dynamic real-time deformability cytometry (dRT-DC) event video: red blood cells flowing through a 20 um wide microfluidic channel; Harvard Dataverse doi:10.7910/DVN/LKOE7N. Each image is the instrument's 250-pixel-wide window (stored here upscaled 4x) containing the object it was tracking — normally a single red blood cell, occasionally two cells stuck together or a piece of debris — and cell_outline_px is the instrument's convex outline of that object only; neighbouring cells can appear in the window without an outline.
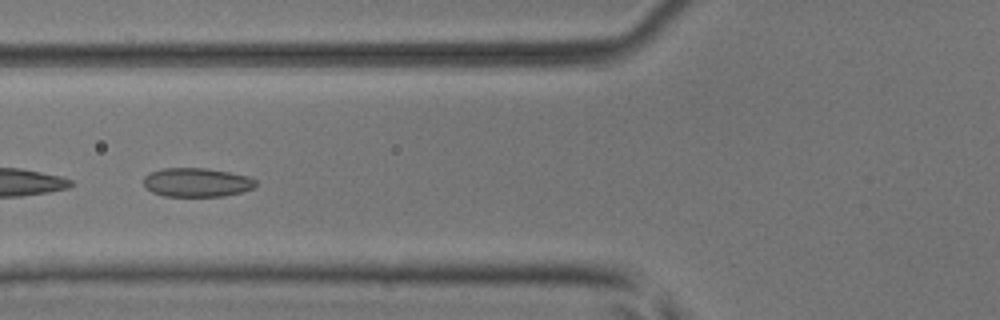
{"species": "common noctule bat (a hibernating species)", "species_latin": "Nyctalus noctula", "temperature_condition": "room temperature", "stored_images_in_passage": 5, "camera_frame_rate_fps": 3000, "um_per_image_px": 0.085, "animal": {"sex": "male", "body_mass_g": 17.9, "forearm_length_mm": 54.2}, "frame": {"image": 1, "passage_image": 5, "time_ms": 1.333, "image_size_px": [1000, 320], "cell_outline_px": [[256, 184], [252, 188], [240, 192], [224, 196], [164, 196], [152, 192], [144, 184], [144, 176], [148, 172], [160, 168], [204, 168], [228, 172], [248, 176], [256, 180]], "centroid_in_image_um": [16.69, 15.49], "position_along_channel_um": 109.1, "area_um2": 18.84}}